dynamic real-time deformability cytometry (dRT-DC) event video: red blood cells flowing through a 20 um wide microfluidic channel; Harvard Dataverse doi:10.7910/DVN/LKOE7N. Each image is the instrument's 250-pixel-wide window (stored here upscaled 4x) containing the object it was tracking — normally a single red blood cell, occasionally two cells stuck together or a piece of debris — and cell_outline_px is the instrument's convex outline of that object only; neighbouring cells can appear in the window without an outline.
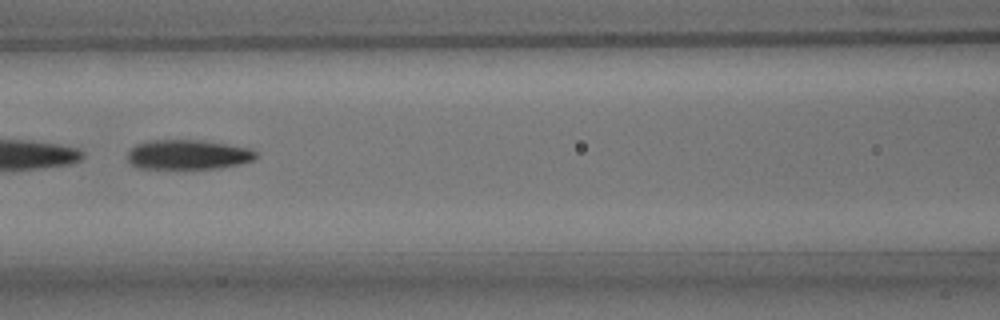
{"species": "common noctule bat (a hibernating species)", "species_latin": "Nyctalus noctula", "temperature_condition": "room temperature", "stored_images_in_passage": 40, "camera_frame_rate_fps": 3000, "um_per_image_px": 0.085, "animal": {"sex": "male", "body_mass_g": 15.6}, "frame": {"image": 1, "passage_image": 12, "time_ms": 3.667, "image_size_px": [1000, 320], "cell_outline_px": [[260, 156], [252, 160], [240, 164], [220, 168], [136, 168], [128, 160], [128, 152], [136, 144], [152, 140], [204, 140], [248, 148], [256, 152]], "centroid_in_image_um": [16.0, 13.14], "position_along_channel_um": 150.6, "area_um2": 22.14}, "authors_computed_cell_mechanics": {"area_um2": 23.4379, "velocity_mm_per_s": 3.7861, "shape_relaxation_time_tau1_ms": 4.039, "shape_relaxation_time_tau2_ms": 3.3918, "deformation_change_tau1": 0.1469, "deformation_change_tau2": 0.1171}}